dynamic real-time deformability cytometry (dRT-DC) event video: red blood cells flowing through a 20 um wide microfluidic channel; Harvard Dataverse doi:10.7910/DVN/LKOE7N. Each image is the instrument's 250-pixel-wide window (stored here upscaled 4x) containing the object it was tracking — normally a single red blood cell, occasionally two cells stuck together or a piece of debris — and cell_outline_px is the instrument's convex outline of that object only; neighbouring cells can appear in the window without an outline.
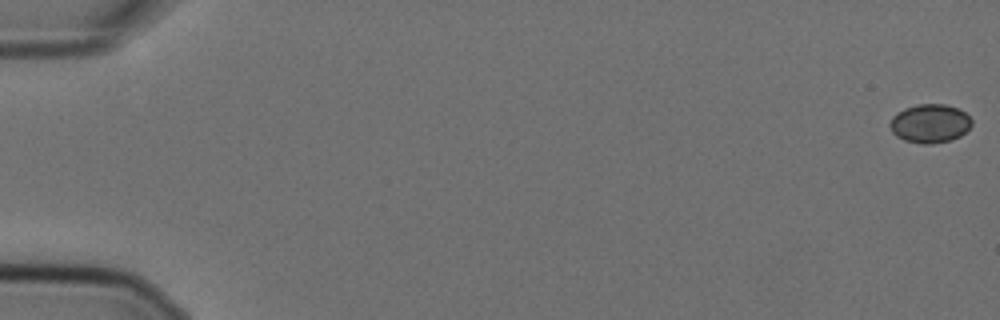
{"species": "Egyptian fruit bat (a non-hibernating species)", "species_latin": "Rousettus aegyptiacus", "temperature_condition": "cold", "stored_images_in_passage": 23, "camera_frame_rate_fps": 3000, "um_per_image_px": 0.085, "animal": {"sex": "female"}, "frame": {"image": 1, "passage_image": 1, "time_ms": 0.0, "image_size_px": [1000, 320], "cell_outline_px": [[972, 124], [960, 136], [948, 140], [932, 144], [924, 144], [904, 140], [896, 136], [892, 132], [888, 124], [892, 116], [896, 112], [904, 108], [916, 104], [944, 104], [956, 108], [964, 112], [972, 120]], "centroid_in_image_um": [78.99, 10.49], "position_along_channel_um": 6.0, "area_um2": 18.44}}
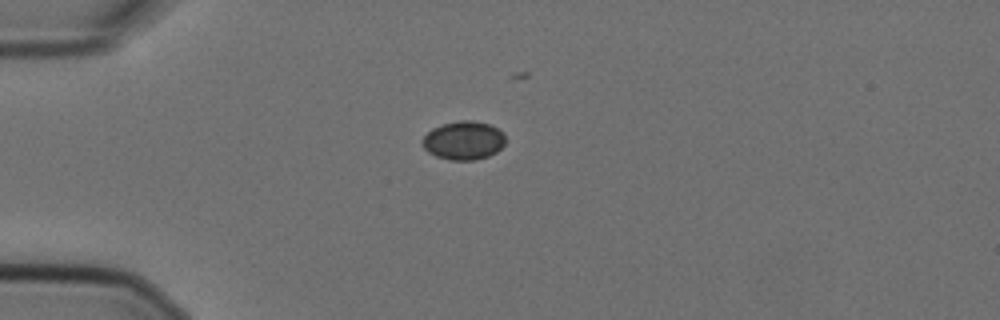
{"frame": {"image": 2, "passage_image": 16, "time_ms": 5.0, "image_size_px": [1000, 320], "cell_outline_px": [[504, 144], [496, 152], [488, 156], [476, 160], [448, 160], [436, 156], [428, 152], [424, 148], [420, 140], [432, 128], [444, 124], [460, 120], [472, 120], [488, 124], [504, 132]], "centroid_in_image_um": [39.39, 11.94], "position_along_channel_um": 45.6, "area_um2": 18.67}}
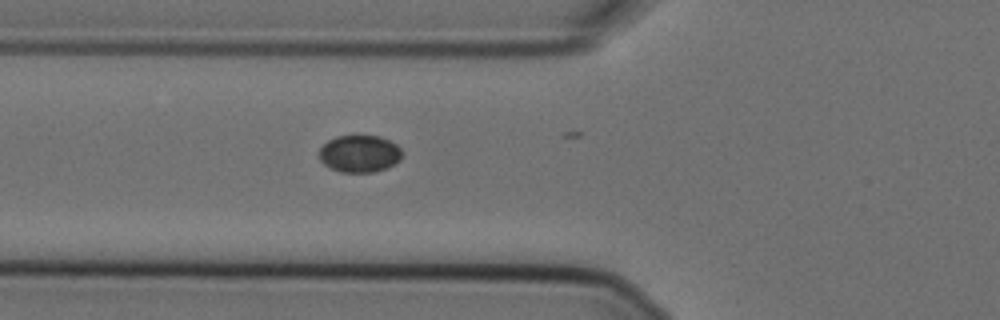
{"frame": {"image": 3, "passage_image": 22, "time_ms": 7.0, "image_size_px": [1000, 320], "cell_outline_px": [[400, 160], [388, 168], [372, 172], [340, 172], [324, 164], [320, 160], [320, 148], [328, 140], [336, 136], [380, 136], [396, 144], [400, 148]], "centroid_in_image_um": [30.56, 13.07], "position_along_channel_um": 95.2, "area_um2": 17.8}}